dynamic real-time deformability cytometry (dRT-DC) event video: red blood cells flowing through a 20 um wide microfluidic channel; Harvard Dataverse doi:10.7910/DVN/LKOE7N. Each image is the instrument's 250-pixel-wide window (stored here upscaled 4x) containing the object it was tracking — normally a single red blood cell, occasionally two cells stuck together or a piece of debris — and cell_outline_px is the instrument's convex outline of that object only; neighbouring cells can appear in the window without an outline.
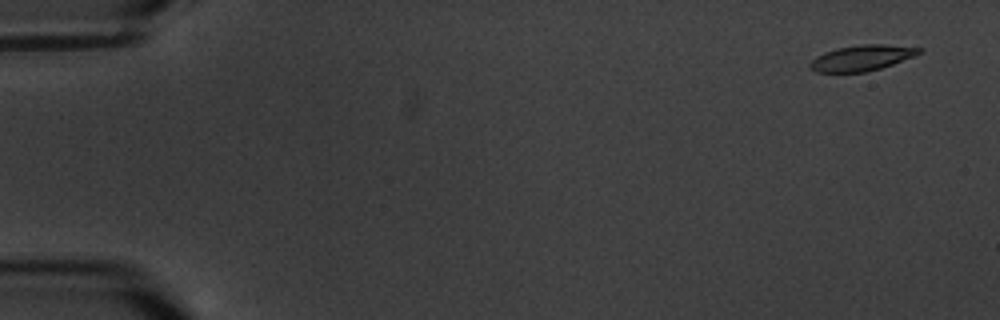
{"species": "common noctule bat (a hibernating species)", "species_latin": "Nyctalus noctula", "temperature_condition": "warm", "stored_images_in_passage": 3, "camera_frame_rate_fps": 3000, "um_per_image_px": 0.085, "animal": {"sex": "male", "body_mass_g": 20.1, "forearm_length_mm": 53.5}, "frame": {"image": 1, "passage_image": 1, "time_ms": 0.0, "image_size_px": [1000, 320], "cell_outline_px": [[924, 52], [892, 64], [880, 68], [864, 72], [816, 72], [808, 68], [808, 64], [816, 56], [824, 52], [836, 48], [860, 44], [884, 44], [924, 48]], "centroid_in_image_um": [73.24, 4.91], "position_along_channel_um": 11.8, "area_um2": 16.42}}